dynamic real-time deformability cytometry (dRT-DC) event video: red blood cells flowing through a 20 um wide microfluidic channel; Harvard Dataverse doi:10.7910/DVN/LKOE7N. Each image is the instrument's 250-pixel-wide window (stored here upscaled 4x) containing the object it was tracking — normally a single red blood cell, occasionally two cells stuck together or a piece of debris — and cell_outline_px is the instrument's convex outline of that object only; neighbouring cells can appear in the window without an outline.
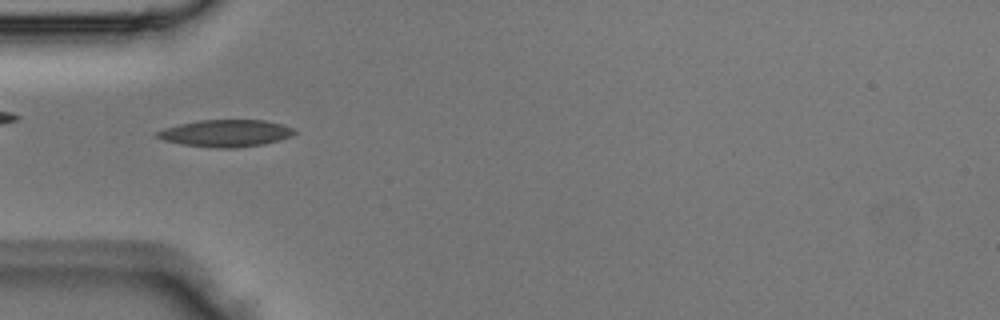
{"species": "Egyptian fruit bat (a non-hibernating species)", "species_latin": "Rousettus aegyptiacus", "temperature_condition": "room temperature", "stored_images_in_passage": 2, "camera_frame_rate_fps": 3000, "um_per_image_px": 0.085, "animal": {"sex": "male"}, "frame": {"image": 1, "passage_image": 2, "time_ms": 0.333, "image_size_px": [1000, 320], "cell_outline_px": [[296, 132], [292, 136], [280, 140], [264, 144], [232, 148], [216, 148], [180, 144], [164, 140], [156, 136], [156, 132], [164, 128], [180, 124], [200, 120], [264, 120], [280, 124], [292, 128]], "centroid_in_image_um": [19.19, 11.33], "position_along_channel_um": 65.8, "area_um2": 21.5}}